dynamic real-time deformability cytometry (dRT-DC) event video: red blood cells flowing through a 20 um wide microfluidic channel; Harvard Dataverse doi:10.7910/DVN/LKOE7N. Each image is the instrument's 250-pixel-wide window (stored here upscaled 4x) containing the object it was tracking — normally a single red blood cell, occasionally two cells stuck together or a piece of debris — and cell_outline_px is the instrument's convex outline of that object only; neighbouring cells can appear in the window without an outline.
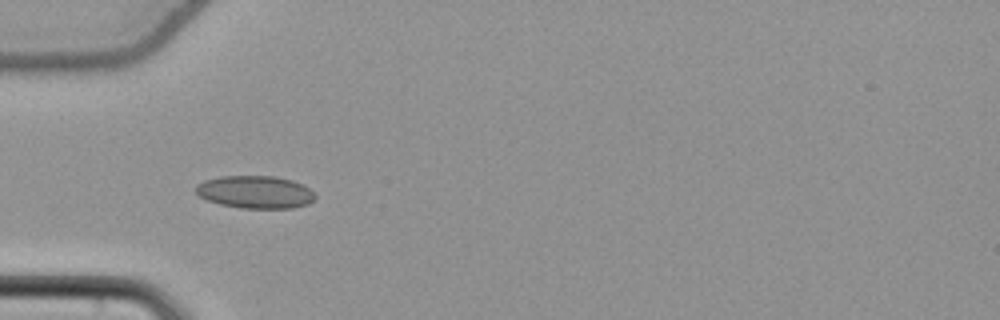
{"species": "common noctule bat (a hibernating species)", "species_latin": "Nyctalus noctula", "temperature_condition": "cold", "stored_images_in_passage": 37, "camera_frame_rate_fps": 3000, "um_per_image_px": 0.085, "animal": {"sex": "female", "body_mass_g": 22.7, "forearm_length_mm": 54.2}, "frame": {"image": 1, "passage_image": 1, "time_ms": 0.0, "image_size_px": [1000, 320], "cell_outline_px": [[316, 196], [308, 204], [292, 208], [240, 208], [220, 204], [208, 200], [200, 196], [196, 192], [196, 184], [204, 180], [220, 176], [276, 176], [292, 180], [308, 188]], "centroid_in_image_um": [21.67, 16.32], "position_along_channel_um": 63.3, "area_um2": 22.6}}
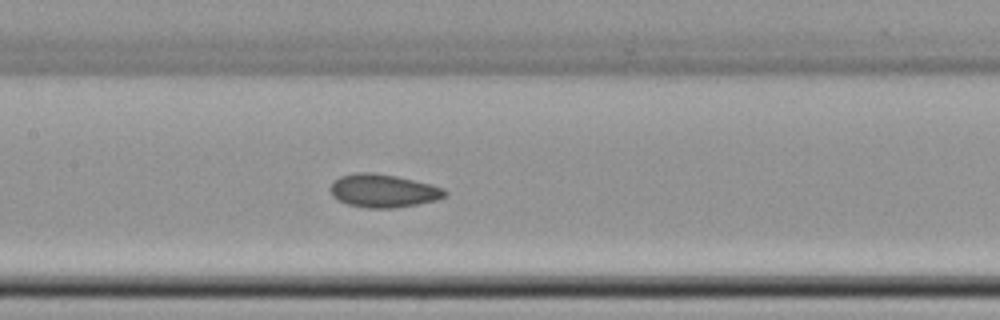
{"frame": {"image": 2, "passage_image": 10, "time_ms": 3.0, "image_size_px": [1000, 320], "cell_outline_px": [[448, 196], [436, 200], [420, 204], [392, 208], [364, 208], [348, 204], [332, 196], [328, 188], [332, 180], [340, 176], [356, 172], [372, 172], [396, 176], [444, 188], [448, 192]], "centroid_in_image_um": [32.55, 16.22], "position_along_channel_um": 174.9, "area_um2": 22.37}}
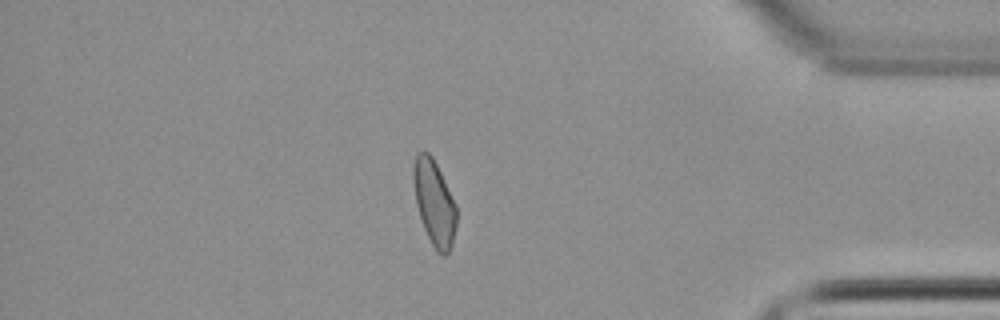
{"frame": {"image": 3, "passage_image": 30, "time_ms": 9.667, "image_size_px": [1000, 320], "cell_outline_px": [[456, 228], [452, 244], [448, 252], [444, 256], [436, 252], [424, 228], [416, 204], [412, 180], [412, 168], [416, 152], [428, 152], [432, 156], [456, 204]], "centroid_in_image_um": [36.89, 17.22], "position_along_channel_um": 398.3, "area_um2": 21.39}, "authors_computed_cell_mechanics": {"area_um2": 21.8484, "velocity_mm_per_s": 3.8329, "shape_relaxation_time_tau1_ms": null, "shape_relaxation_time_tau2_ms": 2.6128, "deformation_change_tau1": null, "deformation_change_tau2": 0.0566}}